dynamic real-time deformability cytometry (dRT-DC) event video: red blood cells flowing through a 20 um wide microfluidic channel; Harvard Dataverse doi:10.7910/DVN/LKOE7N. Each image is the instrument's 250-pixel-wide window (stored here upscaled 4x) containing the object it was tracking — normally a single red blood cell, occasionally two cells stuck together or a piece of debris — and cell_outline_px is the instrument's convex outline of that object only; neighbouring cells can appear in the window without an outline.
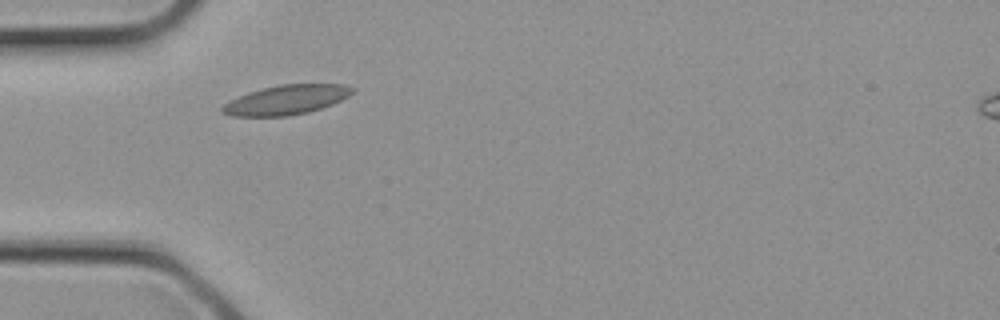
{"species": "common noctule bat (a hibernating species)", "species_latin": "Nyctalus noctula", "temperature_condition": "cold", "stored_images_in_passage": 2, "camera_frame_rate_fps": 3000, "um_per_image_px": 0.085, "animal": {"sex": "female", "body_mass_g": 21.9}, "frame": {"image": 1, "passage_image": 2, "time_ms": 0.333, "image_size_px": [1000, 320], "cell_outline_px": [[356, 92], [332, 104], [308, 112], [288, 116], [232, 116], [220, 112], [220, 108], [228, 100], [248, 92], [260, 88], [280, 84], [344, 84], [356, 88]], "centroid_in_image_um": [24.32, 8.48], "position_along_channel_um": 60.7, "area_um2": 22.6}}